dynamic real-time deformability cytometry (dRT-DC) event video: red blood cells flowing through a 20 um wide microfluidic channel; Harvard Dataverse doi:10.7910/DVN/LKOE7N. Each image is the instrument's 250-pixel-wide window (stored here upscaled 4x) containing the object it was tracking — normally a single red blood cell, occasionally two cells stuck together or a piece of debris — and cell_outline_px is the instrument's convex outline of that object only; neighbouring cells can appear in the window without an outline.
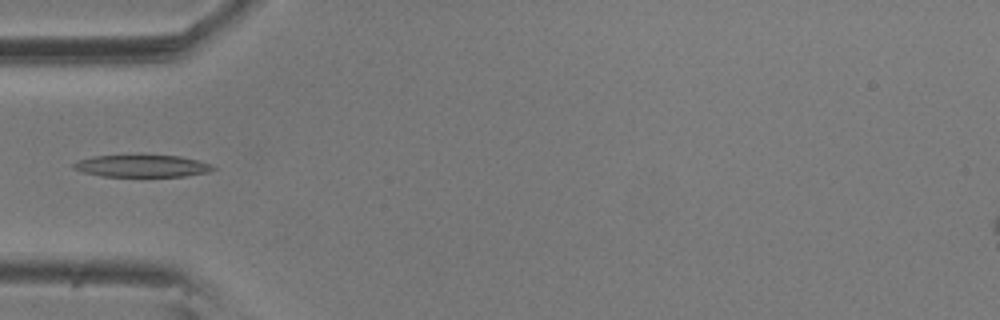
{"species": "common noctule bat (a hibernating species)", "species_latin": "Nyctalus noctula", "temperature_condition": "room temperature", "stored_images_in_passage": 5, "camera_frame_rate_fps": 3000, "um_per_image_px": 0.085, "animal": {"sex": "male", "body_mass_g": 20.5, "forearm_length_mm": 52.5}, "frame": {"image": 1, "passage_image": 5, "time_ms": 1.333, "image_size_px": [1000, 320], "cell_outline_px": [[216, 168], [208, 172], [188, 176], [104, 176], [84, 172], [72, 168], [72, 164], [76, 160], [92, 156], [140, 152], [180, 156], [196, 160], [208, 164]], "centroid_in_image_um": [12.0, 14.05], "position_along_channel_um": 73.0, "area_um2": 18.9}}